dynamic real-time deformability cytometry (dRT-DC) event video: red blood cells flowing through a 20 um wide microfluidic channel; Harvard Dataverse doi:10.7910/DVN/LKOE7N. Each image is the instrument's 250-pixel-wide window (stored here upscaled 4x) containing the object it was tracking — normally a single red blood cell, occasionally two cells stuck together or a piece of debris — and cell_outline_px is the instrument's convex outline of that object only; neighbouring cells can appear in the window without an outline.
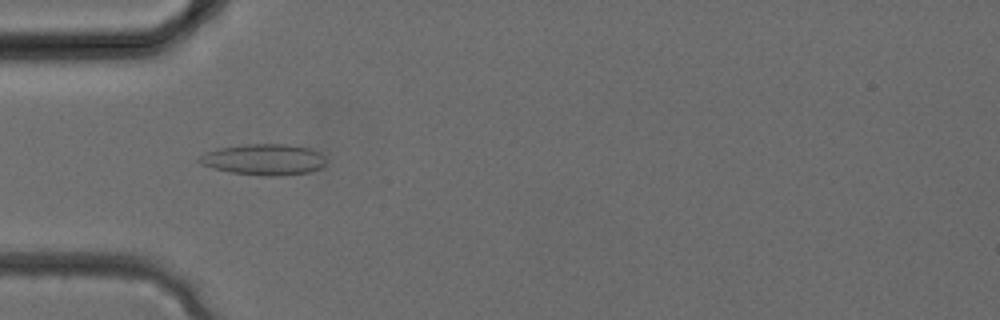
{"species": "common noctule bat (a hibernating species)", "species_latin": "Nyctalus noctula", "temperature_condition": "cold", "stored_images_in_passage": 28, "camera_frame_rate_fps": 3000, "um_per_image_px": 0.085, "animal": {"sex": "female", "body_mass_g": 24.6, "forearm_length_mm": 56.2}, "frame": {"image": 1, "passage_image": 5, "time_ms": 1.333, "image_size_px": [1000, 320], "cell_outline_px": [[324, 164], [320, 168], [308, 172], [280, 176], [264, 176], [232, 172], [212, 168], [200, 164], [196, 160], [204, 152], [216, 148], [244, 144], [288, 144], [312, 148], [320, 152], [324, 156]], "centroid_in_image_um": [22.4, 13.55], "position_along_channel_um": 62.6, "area_um2": 23.18}}
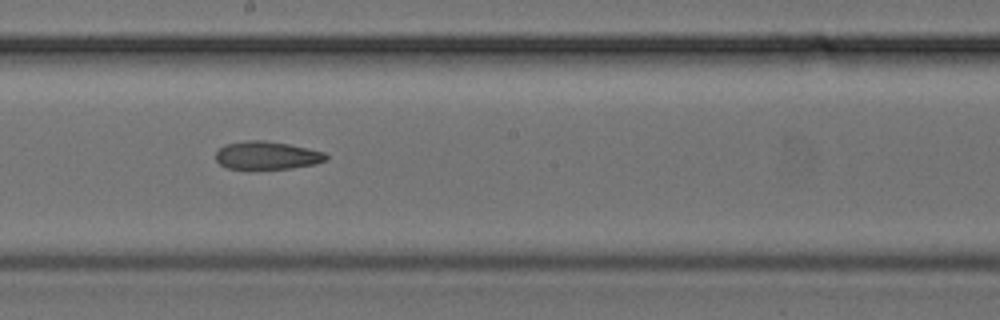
{"frame": {"image": 2, "passage_image": 13, "time_ms": 4.0, "image_size_px": [1000, 320], "cell_outline_px": [[328, 160], [316, 164], [292, 168], [224, 168], [216, 160], [216, 152], [224, 144], [248, 140], [264, 140], [288, 144], [308, 148], [324, 152], [328, 156]], "centroid_in_image_um": [22.7, 13.2], "position_along_channel_um": 225.5, "area_um2": 17.98}}
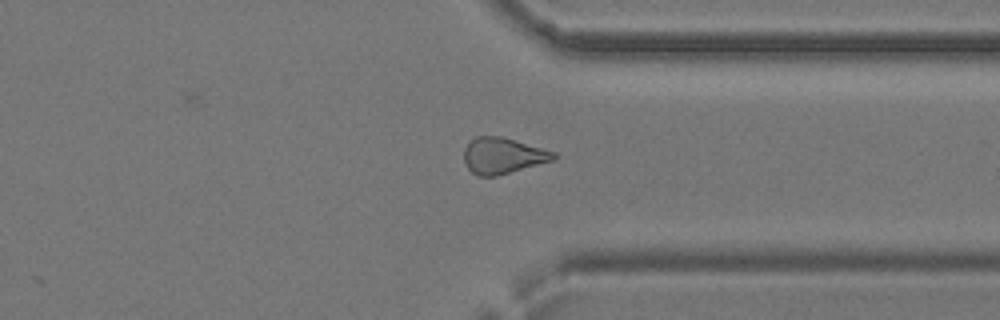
{"frame": {"image": 3, "passage_image": 20, "time_ms": 6.333, "image_size_px": [1000, 320], "cell_outline_px": [[556, 160], [496, 176], [480, 176], [472, 172], [468, 168], [464, 160], [464, 148], [476, 136], [500, 136], [556, 152]], "centroid_in_image_um": [42.76, 13.24], "position_along_channel_um": 368.6, "area_um2": 18.73}}